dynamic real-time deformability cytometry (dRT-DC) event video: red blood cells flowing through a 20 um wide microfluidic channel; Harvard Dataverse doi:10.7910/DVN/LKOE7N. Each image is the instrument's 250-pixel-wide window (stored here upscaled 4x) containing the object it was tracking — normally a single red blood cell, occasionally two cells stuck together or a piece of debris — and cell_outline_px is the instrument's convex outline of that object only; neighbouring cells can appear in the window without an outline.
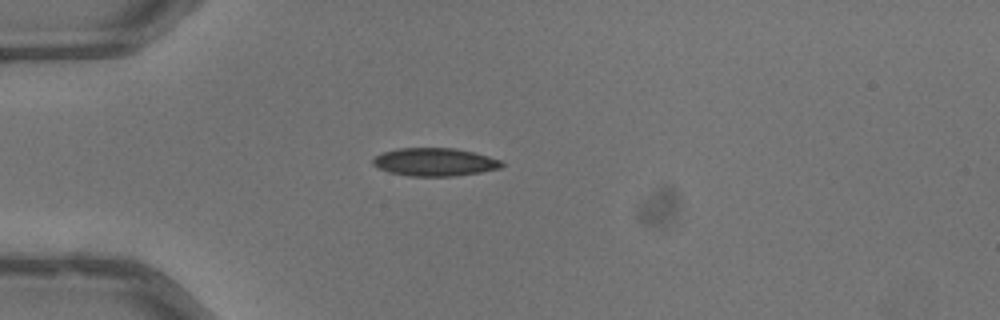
{"species": "common noctule bat (a hibernating species)", "species_latin": "Nyctalus noctula", "temperature_condition": "warm", "stored_images_in_passage": 31, "camera_frame_rate_fps": 3000, "um_per_image_px": 0.085, "animal": {"sex": "male", "body_mass_g": 13.3}, "frame": {"image": 1, "passage_image": 1, "time_ms": 0.0, "image_size_px": [1000, 320], "cell_outline_px": [[504, 164], [500, 168], [480, 172], [452, 176], [408, 176], [388, 172], [376, 168], [372, 164], [372, 160], [376, 156], [384, 152], [396, 148], [452, 148], [472, 152], [488, 156], [500, 160]], "centroid_in_image_um": [36.9, 13.78], "position_along_channel_um": 48.1, "area_um2": 20.98}}
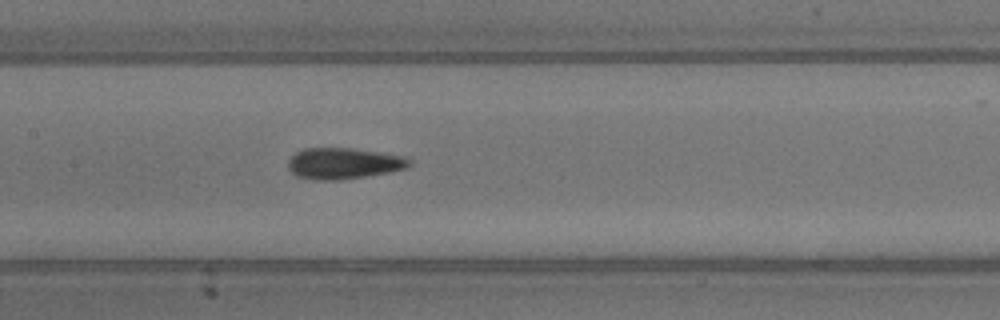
{"frame": {"image": 2, "passage_image": 12, "time_ms": 3.667, "image_size_px": [1000, 320], "cell_outline_px": [[412, 164], [408, 168], [392, 172], [340, 180], [312, 180], [296, 176], [288, 168], [288, 160], [296, 152], [304, 148], [352, 148], [408, 156], [412, 160]], "centroid_in_image_um": [29.26, 13.89], "position_along_channel_um": 178.1, "area_um2": 22.43}}
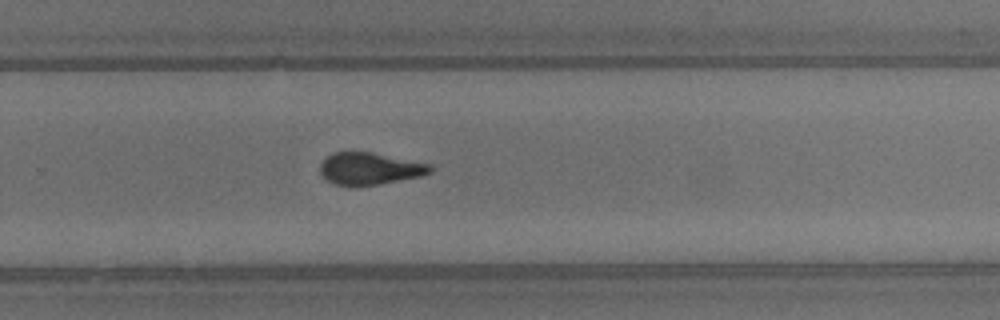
{"frame": {"image": 3, "passage_image": 21, "time_ms": 6.667, "image_size_px": [1000, 320], "cell_outline_px": [[432, 172], [420, 176], [380, 184], [356, 188], [352, 188], [336, 184], [324, 180], [320, 172], [320, 164], [332, 152], [372, 152], [432, 164]], "centroid_in_image_um": [31.4, 14.36], "position_along_channel_um": 298.4, "area_um2": 21.04}, "authors_computed_cell_mechanics": {"area_um2": 21.2126, "velocity_mm_per_s": 4.0322, "shape_relaxation_time_tau1_ms": 8.7166, "shape_relaxation_time_tau2_ms": 1.8199, "deformation_change_tau1": 0.2218, "deformation_change_tau2": 0.0637}}